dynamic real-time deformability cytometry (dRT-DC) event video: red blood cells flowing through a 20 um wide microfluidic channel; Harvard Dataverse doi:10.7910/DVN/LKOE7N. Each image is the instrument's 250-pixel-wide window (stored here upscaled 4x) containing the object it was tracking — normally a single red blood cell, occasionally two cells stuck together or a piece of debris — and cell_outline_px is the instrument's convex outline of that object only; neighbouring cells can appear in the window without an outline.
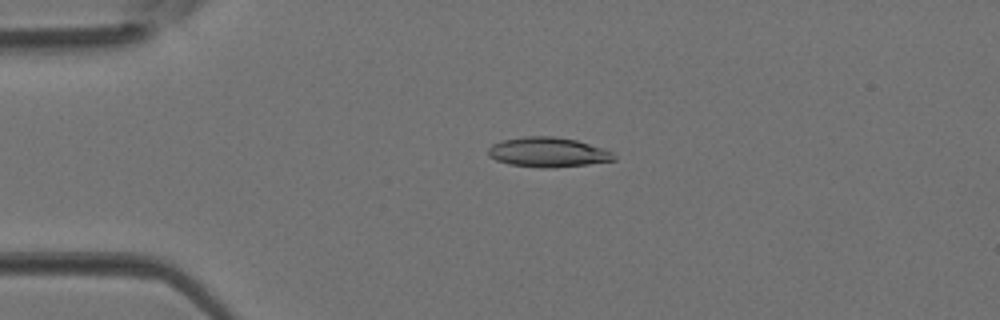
{"species": "Egyptian fruit bat (a non-hibernating species)", "species_latin": "Rousettus aegyptiacus", "temperature_condition": "room temperature", "stored_images_in_passage": 3, "camera_frame_rate_fps": 3000, "um_per_image_px": 0.085, "animal": {"sex": "female"}, "frame": {"image": 1, "passage_image": 2, "time_ms": 0.333, "image_size_px": [1000, 320], "cell_outline_px": [[616, 160], [588, 164], [552, 168], [540, 168], [508, 164], [496, 160], [488, 156], [488, 148], [492, 144], [504, 140], [524, 136], [556, 136], [576, 140], [604, 148], [612, 152], [616, 156]], "centroid_in_image_um": [46.58, 12.94], "position_along_channel_um": 38.4, "area_um2": 21.96}}